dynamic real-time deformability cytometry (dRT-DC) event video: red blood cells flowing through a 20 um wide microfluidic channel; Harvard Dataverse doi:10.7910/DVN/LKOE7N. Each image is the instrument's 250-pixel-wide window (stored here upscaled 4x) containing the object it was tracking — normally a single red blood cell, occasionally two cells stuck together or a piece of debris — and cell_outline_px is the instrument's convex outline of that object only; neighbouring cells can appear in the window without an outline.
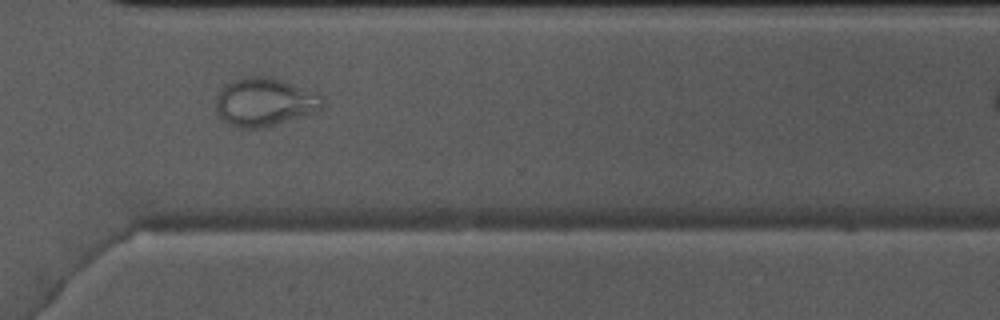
{"species": "Egyptian fruit bat (a non-hibernating species)", "species_latin": "Rousettus aegyptiacus", "temperature_condition": "warm", "stored_images_in_passage": 29, "camera_frame_rate_fps": 3000, "um_per_image_px": 0.085, "animal": {"sex": "male"}, "frame": {"image": 1, "passage_image": 25, "time_ms": 8.0, "image_size_px": [1000, 320], "cell_outline_px": [[324, 104], [320, 108], [312, 112], [300, 116], [260, 128], [240, 128], [228, 124], [216, 112], [216, 96], [220, 88], [224, 84], [232, 80], [244, 76], [268, 76], [316, 92], [324, 96]], "centroid_in_image_um": [22.43, 8.64], "position_along_channel_um": 348.2, "area_um2": 29.82}}